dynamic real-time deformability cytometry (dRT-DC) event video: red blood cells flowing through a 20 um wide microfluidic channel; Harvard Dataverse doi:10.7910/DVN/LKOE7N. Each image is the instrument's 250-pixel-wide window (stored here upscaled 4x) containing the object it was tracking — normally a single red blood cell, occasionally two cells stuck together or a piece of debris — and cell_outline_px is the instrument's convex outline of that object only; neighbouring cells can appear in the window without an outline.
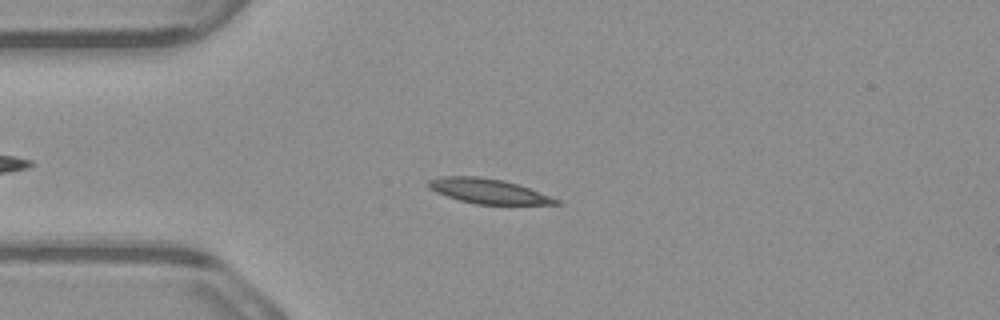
{"species": "common noctule bat (a hibernating species)", "species_latin": "Nyctalus noctula", "temperature_condition": "warm", "stored_images_in_passage": 4, "camera_frame_rate_fps": 3000, "um_per_image_px": 0.085, "animal": {"sex": "male", "body_mass_g": 23.1, "forearm_length_mm": 52.7}, "frame": {"image": 1, "passage_image": 3, "time_ms": 0.667, "image_size_px": [1000, 320], "cell_outline_px": [[560, 204], [476, 204], [460, 200], [436, 192], [428, 188], [428, 180], [440, 176], [480, 176], [504, 180], [540, 192], [560, 200]], "centroid_in_image_um": [41.47, 16.23], "position_along_channel_um": 43.5, "area_um2": 18.26}}